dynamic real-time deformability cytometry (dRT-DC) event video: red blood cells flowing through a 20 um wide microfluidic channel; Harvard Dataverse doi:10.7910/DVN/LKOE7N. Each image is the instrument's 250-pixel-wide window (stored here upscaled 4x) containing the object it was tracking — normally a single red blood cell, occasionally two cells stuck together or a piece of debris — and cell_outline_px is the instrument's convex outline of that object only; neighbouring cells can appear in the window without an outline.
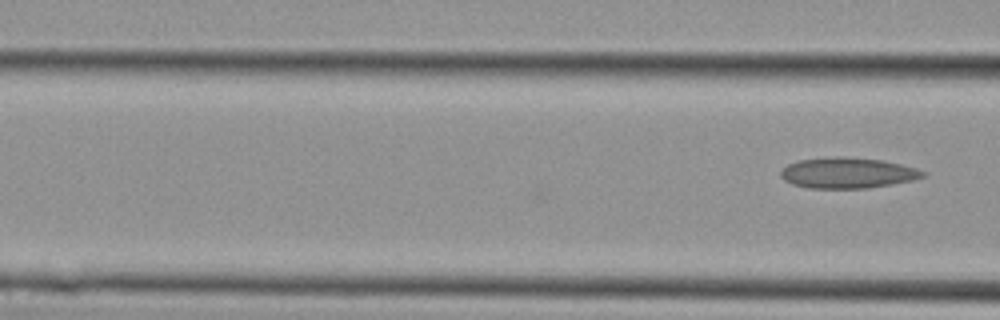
{"species": "Egyptian fruit bat (a non-hibernating species)", "species_latin": "Rousettus aegyptiacus", "temperature_condition": "cold", "stored_images_in_passage": 17, "camera_frame_rate_fps": 3000, "um_per_image_px": 0.085, "animal": {"sex": "female"}, "frame": {"image": 1, "passage_image": 17, "time_ms": 5.333, "image_size_px": [1000, 320], "cell_outline_px": [[928, 172], [924, 176], [912, 180], [892, 184], [868, 188], [808, 188], [792, 184], [784, 180], [780, 176], [780, 172], [788, 164], [800, 160], [836, 156], [844, 156], [880, 160], [900, 164], [916, 168]], "centroid_in_image_um": [72.04, 14.7], "position_along_channel_um": 94.6, "area_um2": 25.37}}